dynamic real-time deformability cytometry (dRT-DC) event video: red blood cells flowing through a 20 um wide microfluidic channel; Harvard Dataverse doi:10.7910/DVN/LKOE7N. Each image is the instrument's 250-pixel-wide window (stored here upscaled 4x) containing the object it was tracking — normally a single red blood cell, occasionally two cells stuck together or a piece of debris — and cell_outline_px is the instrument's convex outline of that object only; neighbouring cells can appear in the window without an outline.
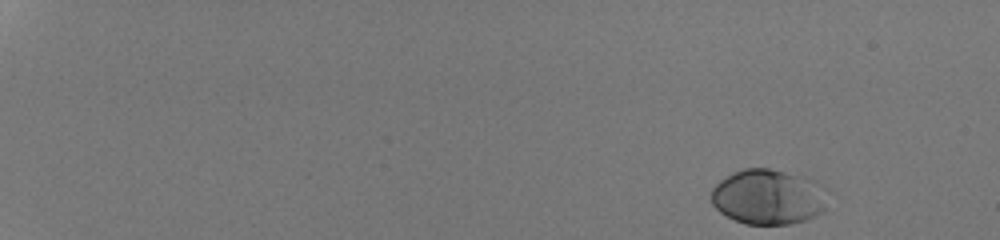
{"species": "human", "species_latin": "Homo sapiens", "temperature_condition": "room temperature", "stored_images_in_passage": 48, "camera_frame_rate_fps": 3000, "um_per_image_px": 0.085, "donor": {"sex": "male"}, "frame": {"image": 1, "passage_image": 1, "time_ms": 0.0, "image_size_px": [1000, 240], "cell_outline_px": [[824, 212], [816, 216], [804, 220], [788, 224], [744, 224], [720, 212], [712, 204], [712, 188], [720, 180], [732, 172], [744, 168], [768, 168], [808, 176], [816, 180], [824, 208]], "centroid_in_image_um": [65.23, 16.72], "position_along_channel_um": 19.8, "area_um2": 36.99}}
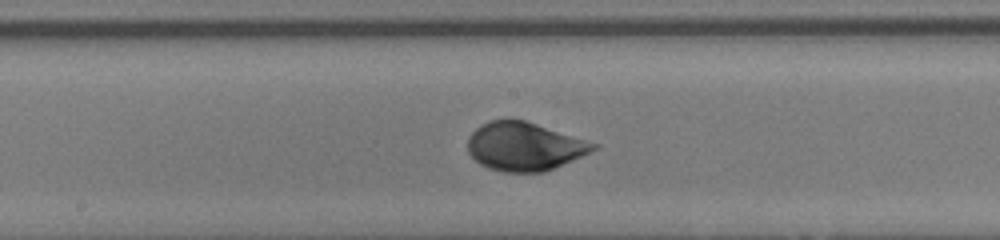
{"frame": {"image": 2, "passage_image": 28, "time_ms": 9.0, "image_size_px": [1000, 240], "cell_outline_px": [[600, 144], [596, 148], [572, 160], [544, 172], [504, 172], [488, 168], [480, 164], [468, 152], [468, 136], [480, 124], [488, 120], [524, 120]], "centroid_in_image_um": [44.54, 12.45], "position_along_channel_um": 203.7, "area_um2": 35.14}}
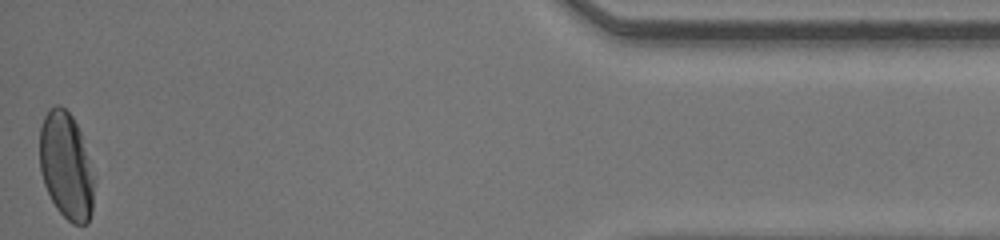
{"frame": {"image": 3, "passage_image": 48, "time_ms": 15.667, "image_size_px": [1000, 240], "cell_outline_px": [[92, 212], [88, 224], [72, 224], [56, 208], [44, 184], [40, 172], [40, 128], [44, 116], [48, 108], [56, 104], [60, 104], [72, 116], [80, 132], [92, 176]], "centroid_in_image_um": [5.58, 14.09], "position_along_channel_um": 429.6, "area_um2": 33.35}, "authors_computed_cell_mechanics": {"area_um2": 34.1309, "velocity_mm_per_s": 4.246, "shape_relaxation_time_tau1_ms": 2.8407, "shape_relaxation_time_tau2_ms": null, "deformation_change_tau1": 0.144, "deformation_change_tau2": null}}